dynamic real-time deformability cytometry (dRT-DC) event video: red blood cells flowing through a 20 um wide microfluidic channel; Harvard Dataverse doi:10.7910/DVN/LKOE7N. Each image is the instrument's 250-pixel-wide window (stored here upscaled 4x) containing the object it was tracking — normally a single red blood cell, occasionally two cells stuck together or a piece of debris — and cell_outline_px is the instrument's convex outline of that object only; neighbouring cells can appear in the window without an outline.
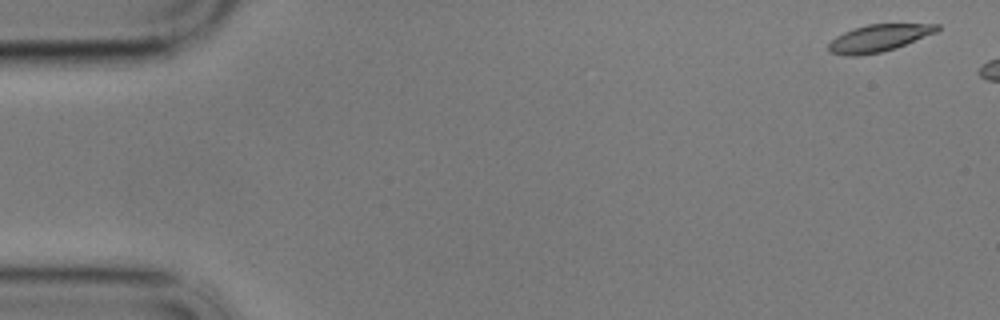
{"species": "common noctule bat (a hibernating species)", "species_latin": "Nyctalus noctula", "temperature_condition": "cold", "stored_images_in_passage": 7, "camera_frame_rate_fps": 3000, "um_per_image_px": 0.085, "animal": {"sex": "male", "body_mass_g": 17.9}, "frame": {"image": 1, "passage_image": 2, "time_ms": 0.333, "image_size_px": [1000, 320], "cell_outline_px": [[940, 28], [936, 32], [896, 48], [880, 52], [860, 56], [844, 56], [828, 52], [828, 44], [836, 36], [844, 32], [868, 24], [940, 24]], "centroid_in_image_um": [74.66, 3.25], "position_along_channel_um": 10.3, "area_um2": 17.11}}